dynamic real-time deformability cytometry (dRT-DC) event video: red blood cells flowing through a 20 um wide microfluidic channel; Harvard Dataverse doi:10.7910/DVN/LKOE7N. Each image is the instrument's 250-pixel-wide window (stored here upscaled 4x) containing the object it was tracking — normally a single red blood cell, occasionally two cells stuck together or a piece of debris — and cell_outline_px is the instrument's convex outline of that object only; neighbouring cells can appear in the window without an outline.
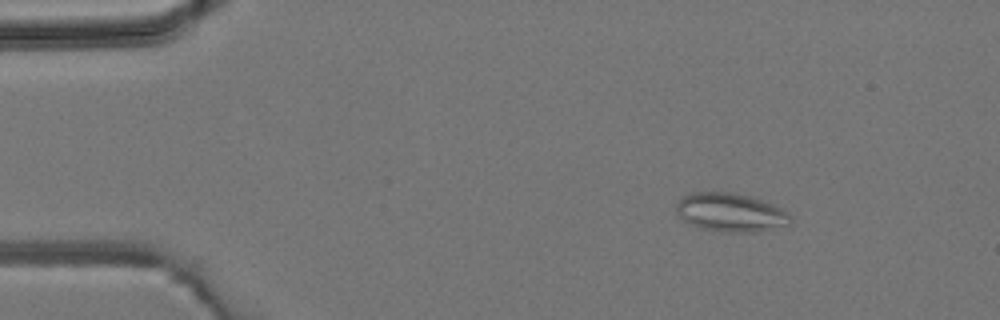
{"species": "common noctule bat (a hibernating species)", "species_latin": "Nyctalus noctula", "temperature_condition": "room temperature", "stored_images_in_passage": 4, "camera_frame_rate_fps": 3000, "um_per_image_px": 0.085, "animal": {"sex": "male", "body_mass_g": 19.2, "forearm_length_mm": 51.8}, "frame": {"image": 1, "passage_image": 2, "time_ms": 2.0, "image_size_px": [1000, 320], "cell_outline_px": [[792, 224], [760, 232], [728, 232], [700, 228], [684, 220], [676, 212], [676, 204], [684, 196], [692, 192], [732, 192], [748, 196], [772, 204], [788, 212], [792, 216]], "centroid_in_image_um": [62.14, 18.07], "position_along_channel_um": 22.9, "area_um2": 25.66}}